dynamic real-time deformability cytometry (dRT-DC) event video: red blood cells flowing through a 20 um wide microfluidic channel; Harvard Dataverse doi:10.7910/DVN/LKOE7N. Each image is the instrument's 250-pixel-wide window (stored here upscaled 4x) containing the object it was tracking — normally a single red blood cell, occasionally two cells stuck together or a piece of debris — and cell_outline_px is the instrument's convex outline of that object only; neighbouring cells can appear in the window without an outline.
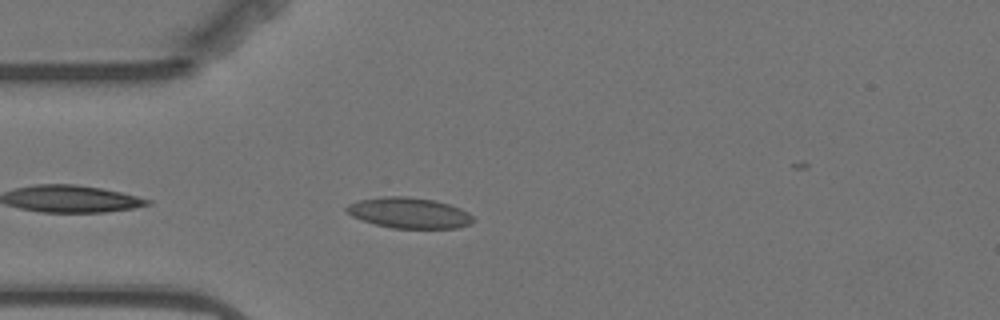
{"species": "Egyptian fruit bat (a non-hibernating species)", "species_latin": "Rousettus aegyptiacus", "temperature_condition": "warm", "stored_images_in_passage": 41, "camera_frame_rate_fps": 3000, "um_per_image_px": 0.085, "animal": {"sex": "female"}, "frame": {"image": 1, "passage_image": 3, "time_ms": 0.667, "image_size_px": [1000, 320], "cell_outline_px": [[476, 220], [472, 224], [456, 228], [392, 228], [376, 224], [352, 216], [344, 208], [348, 204], [360, 200], [384, 196], [404, 196], [436, 200], [460, 208], [468, 212]], "centroid_in_image_um": [34.82, 18.09], "position_along_channel_um": 50.2, "area_um2": 22.6}}
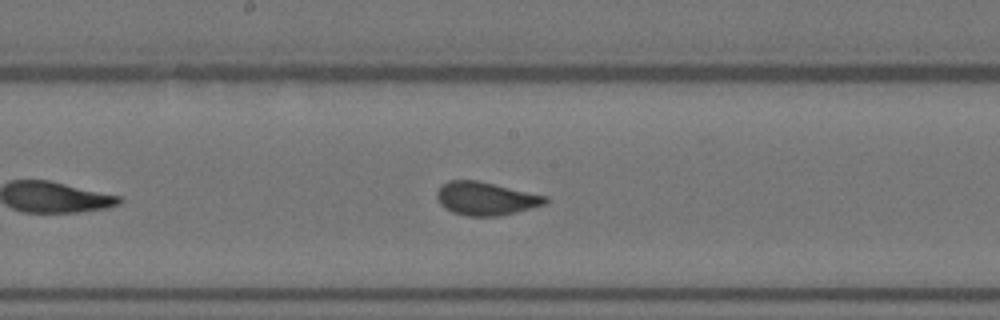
{"frame": {"image": 2, "passage_image": 17, "time_ms": 5.333, "image_size_px": [1000, 320], "cell_outline_px": [[548, 204], [516, 212], [496, 216], [468, 216], [452, 212], [444, 208], [440, 204], [436, 196], [436, 192], [440, 184], [448, 180], [480, 180], [548, 196]], "centroid_in_image_um": [41.29, 16.86], "position_along_channel_um": 206.9, "area_um2": 21.39}}
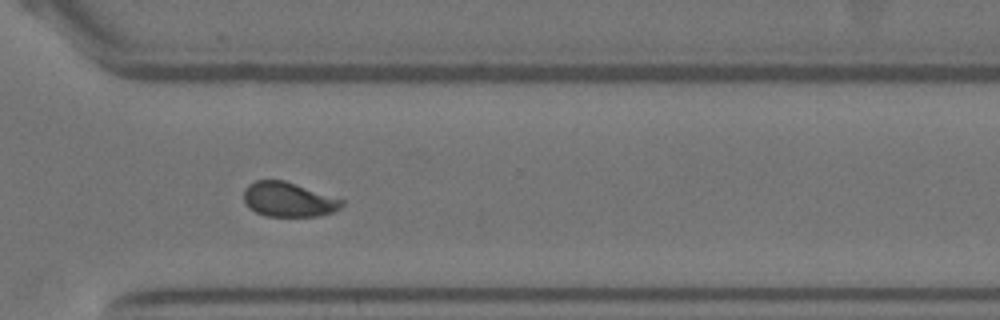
{"frame": {"image": 3, "passage_image": 29, "time_ms": 9.333, "image_size_px": [1000, 320], "cell_outline_px": [[344, 204], [340, 208], [332, 212], [320, 216], [264, 216], [256, 212], [244, 200], [244, 188], [248, 184], [256, 180], [284, 180], [344, 200]], "centroid_in_image_um": [24.52, 16.96], "position_along_channel_um": 346.1, "area_um2": 19.59}, "authors_computed_cell_mechanics": {"area_um2": 21.097, "velocity_mm_per_s": 3.4885, "shape_relaxation_time_tau1_ms": 7.5448, "shape_relaxation_time_tau2_ms": null, "deformation_change_tau1": 0.1448, "deformation_change_tau2": null}}